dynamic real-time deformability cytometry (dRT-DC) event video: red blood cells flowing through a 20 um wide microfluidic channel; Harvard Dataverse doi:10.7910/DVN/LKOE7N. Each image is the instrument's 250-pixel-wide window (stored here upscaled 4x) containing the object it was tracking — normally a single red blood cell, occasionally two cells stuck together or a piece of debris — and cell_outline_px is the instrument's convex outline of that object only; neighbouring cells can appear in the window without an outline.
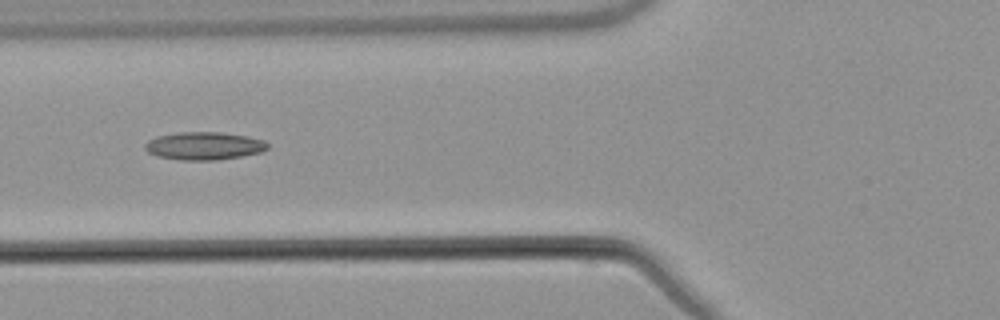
{"species": "common noctule bat (a hibernating species)", "species_latin": "Nyctalus noctula", "temperature_condition": "warm", "stored_images_in_passage": 4, "camera_frame_rate_fps": 3000, "um_per_image_px": 0.085, "animal": {"sex": "male", "body_mass_g": 21.5, "forearm_length_mm": 52.0}, "frame": {"image": 1, "passage_image": 3, "time_ms": 2.667, "image_size_px": [1000, 320], "cell_outline_px": [[268, 148], [260, 152], [240, 156], [216, 160], [180, 160], [156, 156], [148, 152], [144, 148], [144, 144], [148, 140], [156, 136], [180, 132], [220, 132], [248, 136], [264, 140], [268, 144]], "centroid_in_image_um": [17.31, 12.39], "position_along_channel_um": 108.5, "area_um2": 19.94}}
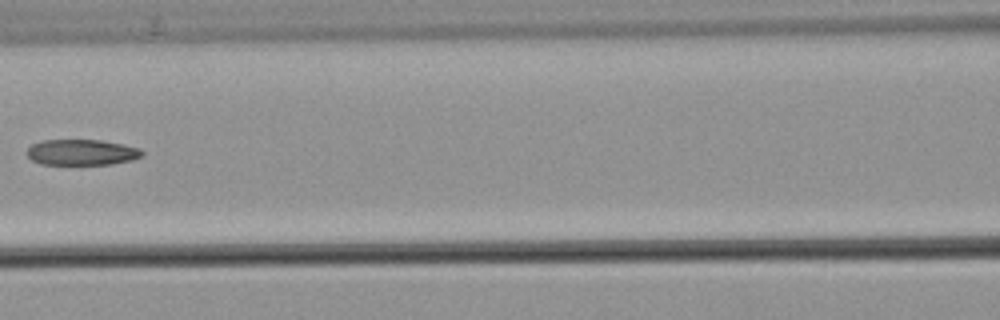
{"frame": {"image": 2, "passage_image": 4, "time_ms": 4.0, "image_size_px": [1000, 320], "cell_outline_px": [[144, 156], [132, 160], [112, 164], [40, 164], [32, 160], [28, 156], [28, 148], [32, 144], [40, 140], [100, 140], [124, 144], [140, 148], [144, 152]], "centroid_in_image_um": [6.98, 12.94], "position_along_channel_um": 159.6, "area_um2": 17.4}}